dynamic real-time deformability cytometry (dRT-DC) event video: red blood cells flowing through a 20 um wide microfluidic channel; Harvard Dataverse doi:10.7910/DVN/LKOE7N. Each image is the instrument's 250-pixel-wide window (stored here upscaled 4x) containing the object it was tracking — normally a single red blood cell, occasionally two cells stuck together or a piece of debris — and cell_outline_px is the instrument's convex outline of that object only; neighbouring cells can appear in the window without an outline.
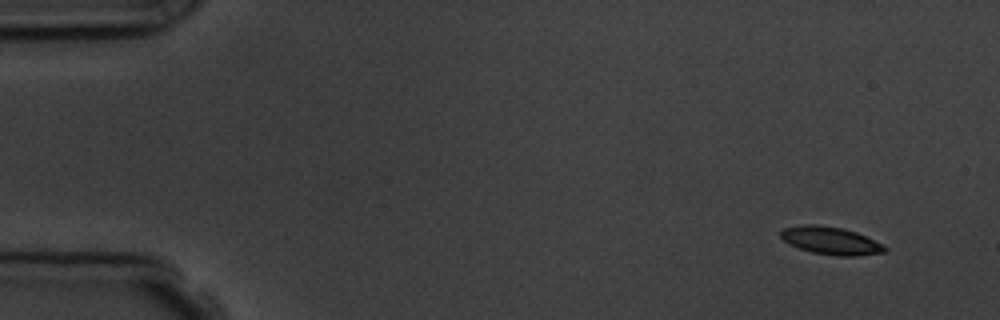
{"species": "common noctule bat (a hibernating species)", "species_latin": "Nyctalus noctula", "temperature_condition": "room temperature", "stored_images_in_passage": 5, "camera_frame_rate_fps": 3000, "um_per_image_px": 0.085, "animal": {"sex": "male", "body_mass_g": 19.5, "forearm_length_mm": 54.6}, "frame": {"image": 1, "passage_image": 1, "time_ms": 0.0, "image_size_px": [1000, 320], "cell_outline_px": [[888, 248], [884, 252], [856, 256], [840, 256], [812, 252], [788, 244], [780, 236], [780, 232], [784, 228], [800, 224], [816, 224], [844, 228], [856, 232]], "centroid_in_image_um": [70.56, 20.44], "position_along_channel_um": 14.4, "area_um2": 16.65}}
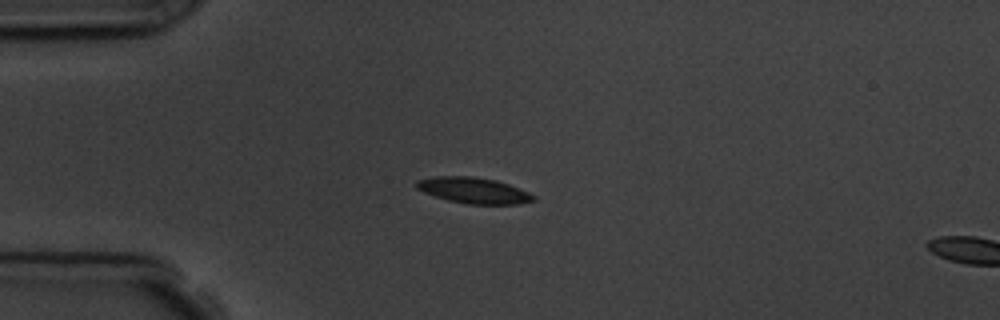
{"frame": {"image": 2, "passage_image": 4, "time_ms": 3.333, "image_size_px": [1000, 320], "cell_outline_px": [[536, 200], [520, 204], [468, 204], [448, 200], [424, 192], [416, 188], [416, 180], [436, 176], [472, 176], [496, 180], [508, 184], [528, 192], [536, 196]], "centroid_in_image_um": [40.27, 16.18], "position_along_channel_um": 44.7, "area_um2": 17.63}}